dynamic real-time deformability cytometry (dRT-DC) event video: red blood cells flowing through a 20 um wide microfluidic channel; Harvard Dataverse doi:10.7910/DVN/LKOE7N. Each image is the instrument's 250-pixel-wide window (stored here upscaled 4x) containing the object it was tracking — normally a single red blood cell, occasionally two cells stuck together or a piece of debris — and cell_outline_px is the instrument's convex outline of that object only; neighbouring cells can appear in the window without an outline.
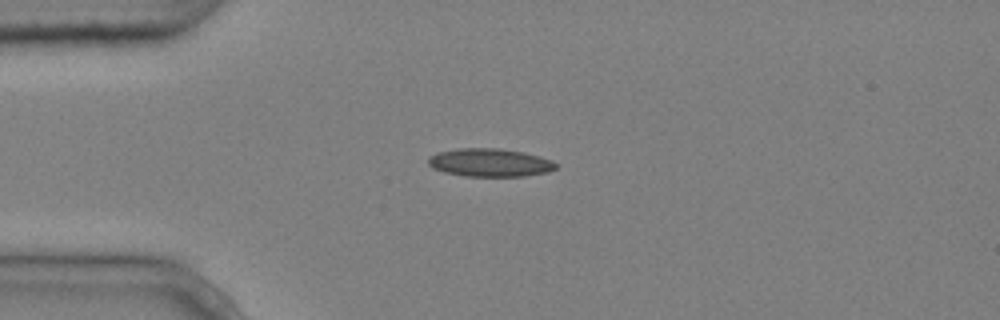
{"species": "common noctule bat (a hibernating species)", "species_latin": "Nyctalus noctula", "temperature_condition": "cold", "stored_images_in_passage": 3, "camera_frame_rate_fps": 3000, "um_per_image_px": 0.085, "animal": {"sex": "male", "body_mass_g": 20.4}, "frame": {"image": 1, "passage_image": 1, "time_ms": 0.0, "image_size_px": [1000, 320], "cell_outline_px": [[556, 168], [548, 172], [524, 176], [464, 176], [444, 172], [432, 168], [428, 164], [428, 156], [436, 152], [456, 148], [500, 148], [524, 152], [540, 156], [552, 160], [556, 164]], "centroid_in_image_um": [41.61, 13.81], "position_along_channel_um": 43.4, "area_um2": 21.15}}